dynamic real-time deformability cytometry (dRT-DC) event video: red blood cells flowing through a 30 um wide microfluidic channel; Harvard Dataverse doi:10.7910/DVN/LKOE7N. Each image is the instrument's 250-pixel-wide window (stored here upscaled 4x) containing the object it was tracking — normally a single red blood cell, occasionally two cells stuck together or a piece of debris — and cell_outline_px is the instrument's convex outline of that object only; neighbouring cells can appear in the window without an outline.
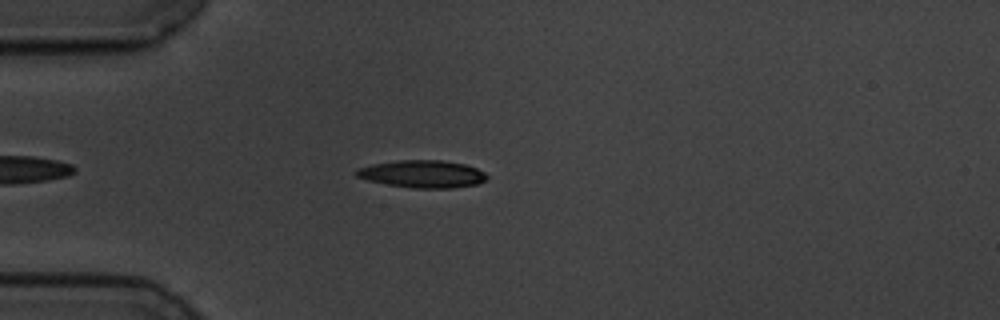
{"species": "common noctule bat (a hibernating species)", "species_latin": "Nyctalus noctula", "temperature_condition": "cold", "stored_images_in_passage": 46, "camera_frame_rate_fps": 3000, "um_per_image_px": 0.085, "animal": {"sex": "male", "body_mass_g": 19.5, "forearm_length_mm": 54.6}, "frame": {"image": 1, "passage_image": 8, "time_ms": 2.333, "image_size_px": [1000, 320], "cell_outline_px": [[488, 180], [476, 184], [452, 188], [412, 188], [388, 184], [368, 180], [356, 176], [352, 172], [356, 168], [372, 164], [396, 160], [440, 160], [464, 164], [476, 168], [484, 172], [488, 176]], "centroid_in_image_um": [35.89, 14.78], "position_along_channel_um": 49.1, "area_um2": 20.98}}
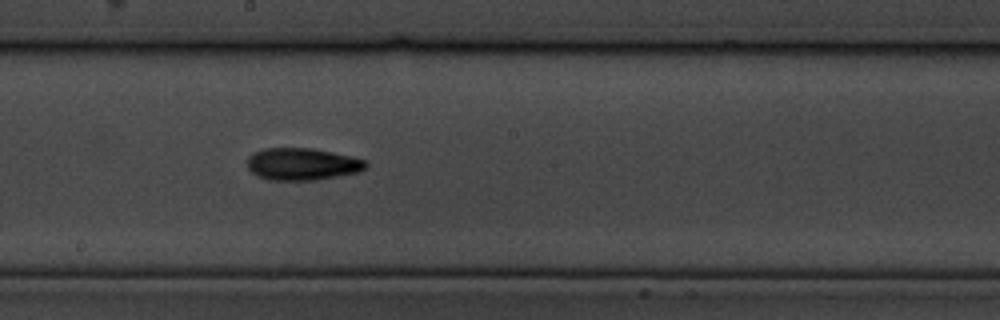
{"frame": {"image": 2, "passage_image": 24, "time_ms": 7.667, "image_size_px": [1000, 320], "cell_outline_px": [[368, 164], [360, 172], [316, 180], [268, 180], [256, 176], [248, 168], [248, 156], [252, 152], [264, 148], [312, 148], [352, 156], [368, 160]], "centroid_in_image_um": [25.69, 13.94], "position_along_channel_um": 222.5, "area_um2": 22.48}}
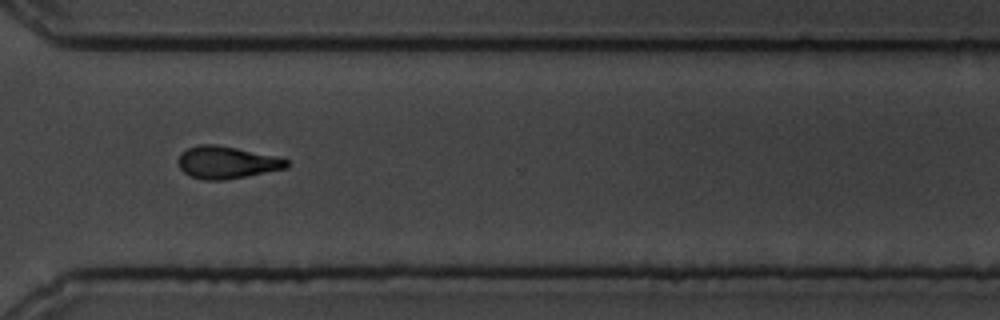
{"frame": {"image": 3, "passage_image": 35, "time_ms": 11.333, "image_size_px": [1000, 320], "cell_outline_px": [[288, 168], [224, 180], [204, 180], [192, 176], [184, 172], [180, 168], [180, 156], [188, 148], [200, 144], [216, 144], [236, 148], [272, 156], [288, 160]], "centroid_in_image_um": [19.28, 13.81], "position_along_channel_um": 351.3, "area_um2": 19.88}, "authors_computed_cell_mechanics": {"area_um2": 20.6346, "velocity_mm_per_s": 3.5227, "shape_relaxation_time_tau1_ms": 4.0962, "shape_relaxation_time_tau2_ms": 11.0704, "deformation_change_tau1": 0.1529, "deformation_change_tau2": 0.1985}}